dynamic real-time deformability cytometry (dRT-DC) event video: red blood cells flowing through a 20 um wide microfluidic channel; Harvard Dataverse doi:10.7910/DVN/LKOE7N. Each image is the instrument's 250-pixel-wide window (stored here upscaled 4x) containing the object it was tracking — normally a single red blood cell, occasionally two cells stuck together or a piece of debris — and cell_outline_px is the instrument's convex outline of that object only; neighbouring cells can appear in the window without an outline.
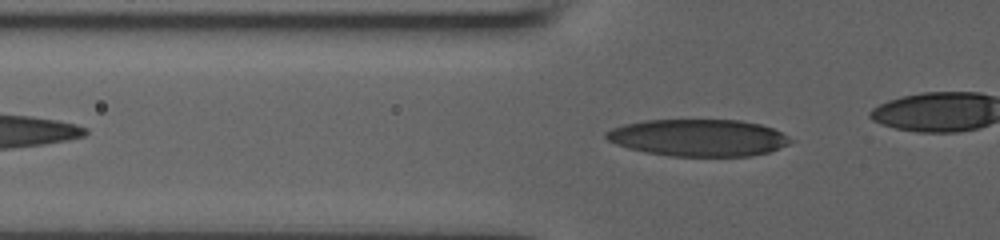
{"species": "human", "species_latin": "Homo sapiens", "temperature_condition": "room temperature", "stored_images_in_passage": 30, "camera_frame_rate_fps": 3000, "um_per_image_px": 0.085, "donor": {"sex": "male"}, "frame": {"image": 1, "passage_image": 6, "time_ms": 1.667, "image_size_px": [1000, 240], "cell_outline_px": [[796, 140], [788, 144], [768, 152], [748, 156], [672, 156], [644, 152], [628, 148], [616, 144], [608, 140], [604, 136], [604, 132], [612, 128], [624, 124], [644, 120], [740, 120], [760, 124], [772, 128]], "centroid_in_image_um": [59.34, 11.7], "position_along_channel_um": 66.5, "area_um2": 39.77}}
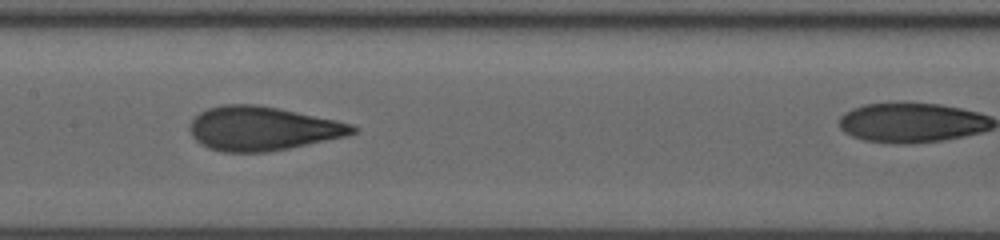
{"frame": {"image": 2, "passage_image": 15, "time_ms": 4.667, "image_size_px": [1000, 240], "cell_outline_px": [[360, 128], [356, 132], [348, 136], [288, 148], [264, 152], [224, 152], [208, 148], [200, 144], [192, 136], [192, 120], [200, 112], [208, 108], [224, 104], [256, 104], [280, 108], [336, 120], [352, 124]], "centroid_in_image_um": [22.35, 10.92], "position_along_channel_um": 185.1, "area_um2": 41.62}}
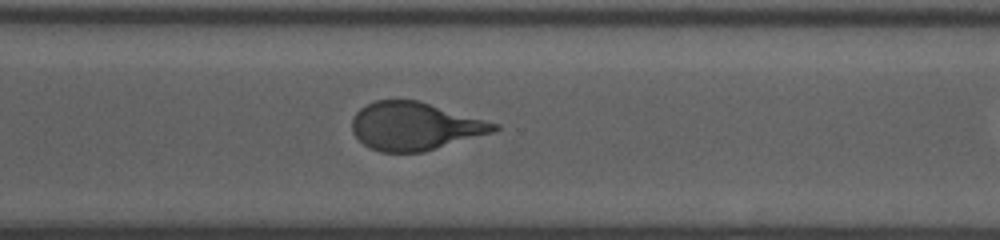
{"frame": {"image": 3, "passage_image": 26, "time_ms": 8.333, "image_size_px": [1000, 240], "cell_outline_px": [[500, 128], [492, 132], [424, 152], [380, 152], [364, 144], [352, 132], [352, 120], [356, 112], [360, 108], [376, 100], [416, 100], [500, 124]], "centroid_in_image_um": [35.24, 10.73], "position_along_channel_um": 335.4, "area_um2": 39.25}}